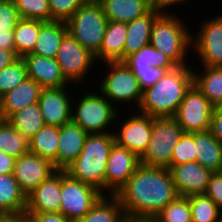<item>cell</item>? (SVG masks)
Returning a JSON list of instances; mask_svg holds the SVG:
<instances>
[{"mask_svg":"<svg viewBox=\"0 0 222 222\" xmlns=\"http://www.w3.org/2000/svg\"><path fill=\"white\" fill-rule=\"evenodd\" d=\"M154 219L157 222H192L188 197L178 196L168 203Z\"/></svg>","mask_w":222,"mask_h":222,"instance_id":"cell-36","label":"cell"},{"mask_svg":"<svg viewBox=\"0 0 222 222\" xmlns=\"http://www.w3.org/2000/svg\"><path fill=\"white\" fill-rule=\"evenodd\" d=\"M194 144V133L184 132L173 148L171 165L195 162L197 155Z\"/></svg>","mask_w":222,"mask_h":222,"instance_id":"cell-39","label":"cell"},{"mask_svg":"<svg viewBox=\"0 0 222 222\" xmlns=\"http://www.w3.org/2000/svg\"><path fill=\"white\" fill-rule=\"evenodd\" d=\"M84 3H102L104 0H83Z\"/></svg>","mask_w":222,"mask_h":222,"instance_id":"cell-53","label":"cell"},{"mask_svg":"<svg viewBox=\"0 0 222 222\" xmlns=\"http://www.w3.org/2000/svg\"><path fill=\"white\" fill-rule=\"evenodd\" d=\"M192 222H219L222 211L206 194L188 196Z\"/></svg>","mask_w":222,"mask_h":222,"instance_id":"cell-35","label":"cell"},{"mask_svg":"<svg viewBox=\"0 0 222 222\" xmlns=\"http://www.w3.org/2000/svg\"><path fill=\"white\" fill-rule=\"evenodd\" d=\"M19 57L15 53V50L0 49V71L6 66L11 65Z\"/></svg>","mask_w":222,"mask_h":222,"instance_id":"cell-47","label":"cell"},{"mask_svg":"<svg viewBox=\"0 0 222 222\" xmlns=\"http://www.w3.org/2000/svg\"><path fill=\"white\" fill-rule=\"evenodd\" d=\"M196 161L213 172L222 171V143L210 130L194 132Z\"/></svg>","mask_w":222,"mask_h":222,"instance_id":"cell-25","label":"cell"},{"mask_svg":"<svg viewBox=\"0 0 222 222\" xmlns=\"http://www.w3.org/2000/svg\"><path fill=\"white\" fill-rule=\"evenodd\" d=\"M150 3L153 7L160 9V0H146Z\"/></svg>","mask_w":222,"mask_h":222,"instance_id":"cell-52","label":"cell"},{"mask_svg":"<svg viewBox=\"0 0 222 222\" xmlns=\"http://www.w3.org/2000/svg\"><path fill=\"white\" fill-rule=\"evenodd\" d=\"M193 71V84L214 107L222 106V66H202Z\"/></svg>","mask_w":222,"mask_h":222,"instance_id":"cell-28","label":"cell"},{"mask_svg":"<svg viewBox=\"0 0 222 222\" xmlns=\"http://www.w3.org/2000/svg\"><path fill=\"white\" fill-rule=\"evenodd\" d=\"M127 38V23L108 21L99 51L94 55L96 62L123 61V47ZM101 61V62H100Z\"/></svg>","mask_w":222,"mask_h":222,"instance_id":"cell-23","label":"cell"},{"mask_svg":"<svg viewBox=\"0 0 222 222\" xmlns=\"http://www.w3.org/2000/svg\"><path fill=\"white\" fill-rule=\"evenodd\" d=\"M61 205V170L27 195L26 213L59 212Z\"/></svg>","mask_w":222,"mask_h":222,"instance_id":"cell-18","label":"cell"},{"mask_svg":"<svg viewBox=\"0 0 222 222\" xmlns=\"http://www.w3.org/2000/svg\"><path fill=\"white\" fill-rule=\"evenodd\" d=\"M139 165L140 158L135 153L114 143L106 165L105 193L116 195Z\"/></svg>","mask_w":222,"mask_h":222,"instance_id":"cell-13","label":"cell"},{"mask_svg":"<svg viewBox=\"0 0 222 222\" xmlns=\"http://www.w3.org/2000/svg\"><path fill=\"white\" fill-rule=\"evenodd\" d=\"M26 78H28L26 65L24 60L19 57L0 71V97L16 88Z\"/></svg>","mask_w":222,"mask_h":222,"instance_id":"cell-37","label":"cell"},{"mask_svg":"<svg viewBox=\"0 0 222 222\" xmlns=\"http://www.w3.org/2000/svg\"><path fill=\"white\" fill-rule=\"evenodd\" d=\"M1 222H30L26 212L19 213H7L2 219Z\"/></svg>","mask_w":222,"mask_h":222,"instance_id":"cell-49","label":"cell"},{"mask_svg":"<svg viewBox=\"0 0 222 222\" xmlns=\"http://www.w3.org/2000/svg\"><path fill=\"white\" fill-rule=\"evenodd\" d=\"M104 194L96 187L74 179L61 170V205L59 213L72 221L82 219Z\"/></svg>","mask_w":222,"mask_h":222,"instance_id":"cell-9","label":"cell"},{"mask_svg":"<svg viewBox=\"0 0 222 222\" xmlns=\"http://www.w3.org/2000/svg\"><path fill=\"white\" fill-rule=\"evenodd\" d=\"M26 207L27 196L13 174H0V211L19 213L25 212Z\"/></svg>","mask_w":222,"mask_h":222,"instance_id":"cell-29","label":"cell"},{"mask_svg":"<svg viewBox=\"0 0 222 222\" xmlns=\"http://www.w3.org/2000/svg\"><path fill=\"white\" fill-rule=\"evenodd\" d=\"M212 18L203 20L192 36V50L201 66H222V14Z\"/></svg>","mask_w":222,"mask_h":222,"instance_id":"cell-12","label":"cell"},{"mask_svg":"<svg viewBox=\"0 0 222 222\" xmlns=\"http://www.w3.org/2000/svg\"><path fill=\"white\" fill-rule=\"evenodd\" d=\"M66 88H43L38 105L45 125L61 127L71 122L73 100Z\"/></svg>","mask_w":222,"mask_h":222,"instance_id":"cell-17","label":"cell"},{"mask_svg":"<svg viewBox=\"0 0 222 222\" xmlns=\"http://www.w3.org/2000/svg\"><path fill=\"white\" fill-rule=\"evenodd\" d=\"M30 222H74L59 212L26 213Z\"/></svg>","mask_w":222,"mask_h":222,"instance_id":"cell-44","label":"cell"},{"mask_svg":"<svg viewBox=\"0 0 222 222\" xmlns=\"http://www.w3.org/2000/svg\"><path fill=\"white\" fill-rule=\"evenodd\" d=\"M0 151L16 159L29 152V140L5 119H0Z\"/></svg>","mask_w":222,"mask_h":222,"instance_id":"cell-34","label":"cell"},{"mask_svg":"<svg viewBox=\"0 0 222 222\" xmlns=\"http://www.w3.org/2000/svg\"><path fill=\"white\" fill-rule=\"evenodd\" d=\"M85 92H82L80 99L78 97L75 100L76 105L72 101L71 121L78 124L88 134L111 132L109 128L111 124L114 126V122L121 119L119 117L121 111H118L119 108L114 106L100 91L95 92L96 94L87 90Z\"/></svg>","mask_w":222,"mask_h":222,"instance_id":"cell-5","label":"cell"},{"mask_svg":"<svg viewBox=\"0 0 222 222\" xmlns=\"http://www.w3.org/2000/svg\"><path fill=\"white\" fill-rule=\"evenodd\" d=\"M59 127L44 125L29 139V151L51 161L57 169Z\"/></svg>","mask_w":222,"mask_h":222,"instance_id":"cell-30","label":"cell"},{"mask_svg":"<svg viewBox=\"0 0 222 222\" xmlns=\"http://www.w3.org/2000/svg\"><path fill=\"white\" fill-rule=\"evenodd\" d=\"M123 62L133 73L157 72V67L171 71L176 67L162 51L156 50L150 43L127 56Z\"/></svg>","mask_w":222,"mask_h":222,"instance_id":"cell-24","label":"cell"},{"mask_svg":"<svg viewBox=\"0 0 222 222\" xmlns=\"http://www.w3.org/2000/svg\"><path fill=\"white\" fill-rule=\"evenodd\" d=\"M68 32L65 21H48L40 29L34 50L36 54L48 58H56L61 41Z\"/></svg>","mask_w":222,"mask_h":222,"instance_id":"cell-27","label":"cell"},{"mask_svg":"<svg viewBox=\"0 0 222 222\" xmlns=\"http://www.w3.org/2000/svg\"><path fill=\"white\" fill-rule=\"evenodd\" d=\"M7 121L28 140L45 125L38 103L13 113Z\"/></svg>","mask_w":222,"mask_h":222,"instance_id":"cell-33","label":"cell"},{"mask_svg":"<svg viewBox=\"0 0 222 222\" xmlns=\"http://www.w3.org/2000/svg\"><path fill=\"white\" fill-rule=\"evenodd\" d=\"M20 19L13 0H0V33L13 31Z\"/></svg>","mask_w":222,"mask_h":222,"instance_id":"cell-41","label":"cell"},{"mask_svg":"<svg viewBox=\"0 0 222 222\" xmlns=\"http://www.w3.org/2000/svg\"><path fill=\"white\" fill-rule=\"evenodd\" d=\"M43 87L31 78H26L16 88L0 97V119L7 120L13 113L38 103Z\"/></svg>","mask_w":222,"mask_h":222,"instance_id":"cell-21","label":"cell"},{"mask_svg":"<svg viewBox=\"0 0 222 222\" xmlns=\"http://www.w3.org/2000/svg\"><path fill=\"white\" fill-rule=\"evenodd\" d=\"M22 19L51 21L49 0H13Z\"/></svg>","mask_w":222,"mask_h":222,"instance_id":"cell-38","label":"cell"},{"mask_svg":"<svg viewBox=\"0 0 222 222\" xmlns=\"http://www.w3.org/2000/svg\"><path fill=\"white\" fill-rule=\"evenodd\" d=\"M183 1L184 3H186L185 1L187 0H160V9L167 10V8L168 9L172 8L170 7L172 5L176 7V4H180V3L182 4Z\"/></svg>","mask_w":222,"mask_h":222,"instance_id":"cell-50","label":"cell"},{"mask_svg":"<svg viewBox=\"0 0 222 222\" xmlns=\"http://www.w3.org/2000/svg\"><path fill=\"white\" fill-rule=\"evenodd\" d=\"M163 9L153 7L147 14L127 22V38L123 47V60L150 43L155 18Z\"/></svg>","mask_w":222,"mask_h":222,"instance_id":"cell-22","label":"cell"},{"mask_svg":"<svg viewBox=\"0 0 222 222\" xmlns=\"http://www.w3.org/2000/svg\"><path fill=\"white\" fill-rule=\"evenodd\" d=\"M16 158L0 151V174H13Z\"/></svg>","mask_w":222,"mask_h":222,"instance_id":"cell-46","label":"cell"},{"mask_svg":"<svg viewBox=\"0 0 222 222\" xmlns=\"http://www.w3.org/2000/svg\"><path fill=\"white\" fill-rule=\"evenodd\" d=\"M56 171L51 161L29 151L15 160L13 176L27 196Z\"/></svg>","mask_w":222,"mask_h":222,"instance_id":"cell-15","label":"cell"},{"mask_svg":"<svg viewBox=\"0 0 222 222\" xmlns=\"http://www.w3.org/2000/svg\"><path fill=\"white\" fill-rule=\"evenodd\" d=\"M104 63L109 70L102 75L104 77L99 83L100 86H97L98 91L116 107L127 103L130 106L132 104L133 107L135 103L134 106L136 105L138 109L143 97V89L140 87L138 78L123 61H107L102 64Z\"/></svg>","mask_w":222,"mask_h":222,"instance_id":"cell-6","label":"cell"},{"mask_svg":"<svg viewBox=\"0 0 222 222\" xmlns=\"http://www.w3.org/2000/svg\"><path fill=\"white\" fill-rule=\"evenodd\" d=\"M107 24L100 3H84L66 21L68 33L93 55L101 47Z\"/></svg>","mask_w":222,"mask_h":222,"instance_id":"cell-7","label":"cell"},{"mask_svg":"<svg viewBox=\"0 0 222 222\" xmlns=\"http://www.w3.org/2000/svg\"><path fill=\"white\" fill-rule=\"evenodd\" d=\"M213 109L214 106L192 84L185 93L174 117L182 127L183 132H204L211 128Z\"/></svg>","mask_w":222,"mask_h":222,"instance_id":"cell-11","label":"cell"},{"mask_svg":"<svg viewBox=\"0 0 222 222\" xmlns=\"http://www.w3.org/2000/svg\"><path fill=\"white\" fill-rule=\"evenodd\" d=\"M22 59L25 62L28 77L38 82L43 88H59L70 84L55 58L30 53Z\"/></svg>","mask_w":222,"mask_h":222,"instance_id":"cell-19","label":"cell"},{"mask_svg":"<svg viewBox=\"0 0 222 222\" xmlns=\"http://www.w3.org/2000/svg\"><path fill=\"white\" fill-rule=\"evenodd\" d=\"M210 131L222 143V108L221 107H214L213 109Z\"/></svg>","mask_w":222,"mask_h":222,"instance_id":"cell-45","label":"cell"},{"mask_svg":"<svg viewBox=\"0 0 222 222\" xmlns=\"http://www.w3.org/2000/svg\"><path fill=\"white\" fill-rule=\"evenodd\" d=\"M44 21L20 19L13 29L15 53L18 57L30 54L34 50L36 40L39 36Z\"/></svg>","mask_w":222,"mask_h":222,"instance_id":"cell-32","label":"cell"},{"mask_svg":"<svg viewBox=\"0 0 222 222\" xmlns=\"http://www.w3.org/2000/svg\"><path fill=\"white\" fill-rule=\"evenodd\" d=\"M83 4V0H49L51 21L66 22Z\"/></svg>","mask_w":222,"mask_h":222,"instance_id":"cell-40","label":"cell"},{"mask_svg":"<svg viewBox=\"0 0 222 222\" xmlns=\"http://www.w3.org/2000/svg\"><path fill=\"white\" fill-rule=\"evenodd\" d=\"M222 211V171L214 172L205 192Z\"/></svg>","mask_w":222,"mask_h":222,"instance_id":"cell-42","label":"cell"},{"mask_svg":"<svg viewBox=\"0 0 222 222\" xmlns=\"http://www.w3.org/2000/svg\"><path fill=\"white\" fill-rule=\"evenodd\" d=\"M126 215L115 195H103L91 210L75 222H124Z\"/></svg>","mask_w":222,"mask_h":222,"instance_id":"cell-31","label":"cell"},{"mask_svg":"<svg viewBox=\"0 0 222 222\" xmlns=\"http://www.w3.org/2000/svg\"><path fill=\"white\" fill-rule=\"evenodd\" d=\"M166 72V69L157 67V72L133 74L138 78L140 87L144 90L145 88L154 85L159 79H161L165 75Z\"/></svg>","mask_w":222,"mask_h":222,"instance_id":"cell-43","label":"cell"},{"mask_svg":"<svg viewBox=\"0 0 222 222\" xmlns=\"http://www.w3.org/2000/svg\"><path fill=\"white\" fill-rule=\"evenodd\" d=\"M191 65L176 66L154 85L143 90V97L137 111L156 117H174L185 93L193 84Z\"/></svg>","mask_w":222,"mask_h":222,"instance_id":"cell-2","label":"cell"},{"mask_svg":"<svg viewBox=\"0 0 222 222\" xmlns=\"http://www.w3.org/2000/svg\"><path fill=\"white\" fill-rule=\"evenodd\" d=\"M124 222H157L154 218H133L126 217Z\"/></svg>","mask_w":222,"mask_h":222,"instance_id":"cell-51","label":"cell"},{"mask_svg":"<svg viewBox=\"0 0 222 222\" xmlns=\"http://www.w3.org/2000/svg\"><path fill=\"white\" fill-rule=\"evenodd\" d=\"M183 133L175 117H152L151 139L140 157V164L169 168L173 148Z\"/></svg>","mask_w":222,"mask_h":222,"instance_id":"cell-8","label":"cell"},{"mask_svg":"<svg viewBox=\"0 0 222 222\" xmlns=\"http://www.w3.org/2000/svg\"><path fill=\"white\" fill-rule=\"evenodd\" d=\"M169 169L176 191L182 197L205 194L208 183L214 173L197 161L170 165Z\"/></svg>","mask_w":222,"mask_h":222,"instance_id":"cell-16","label":"cell"},{"mask_svg":"<svg viewBox=\"0 0 222 222\" xmlns=\"http://www.w3.org/2000/svg\"><path fill=\"white\" fill-rule=\"evenodd\" d=\"M1 48L6 50H15L13 31L0 33V49Z\"/></svg>","mask_w":222,"mask_h":222,"instance_id":"cell-48","label":"cell"},{"mask_svg":"<svg viewBox=\"0 0 222 222\" xmlns=\"http://www.w3.org/2000/svg\"><path fill=\"white\" fill-rule=\"evenodd\" d=\"M61 68L65 79L71 83H82L88 76L92 66L96 64L94 55L81 46L75 38L66 33L61 41L55 58Z\"/></svg>","mask_w":222,"mask_h":222,"instance_id":"cell-10","label":"cell"},{"mask_svg":"<svg viewBox=\"0 0 222 222\" xmlns=\"http://www.w3.org/2000/svg\"><path fill=\"white\" fill-rule=\"evenodd\" d=\"M7 213L3 212V211H0V222H1V219L6 215Z\"/></svg>","mask_w":222,"mask_h":222,"instance_id":"cell-54","label":"cell"},{"mask_svg":"<svg viewBox=\"0 0 222 222\" xmlns=\"http://www.w3.org/2000/svg\"><path fill=\"white\" fill-rule=\"evenodd\" d=\"M138 114V115H137ZM124 120L117 127V132L113 131L115 143L127 148L135 153L139 158L147 149L152 134V117L140 112Z\"/></svg>","mask_w":222,"mask_h":222,"instance_id":"cell-14","label":"cell"},{"mask_svg":"<svg viewBox=\"0 0 222 222\" xmlns=\"http://www.w3.org/2000/svg\"><path fill=\"white\" fill-rule=\"evenodd\" d=\"M115 196L126 217L154 218L179 195L169 168L140 164Z\"/></svg>","mask_w":222,"mask_h":222,"instance_id":"cell-1","label":"cell"},{"mask_svg":"<svg viewBox=\"0 0 222 222\" xmlns=\"http://www.w3.org/2000/svg\"><path fill=\"white\" fill-rule=\"evenodd\" d=\"M87 136L88 133L72 121L59 127L57 170H66L76 160Z\"/></svg>","mask_w":222,"mask_h":222,"instance_id":"cell-20","label":"cell"},{"mask_svg":"<svg viewBox=\"0 0 222 222\" xmlns=\"http://www.w3.org/2000/svg\"><path fill=\"white\" fill-rule=\"evenodd\" d=\"M101 5L108 21L126 23L147 14L153 8L146 0H104Z\"/></svg>","mask_w":222,"mask_h":222,"instance_id":"cell-26","label":"cell"},{"mask_svg":"<svg viewBox=\"0 0 222 222\" xmlns=\"http://www.w3.org/2000/svg\"><path fill=\"white\" fill-rule=\"evenodd\" d=\"M115 143L113 132L88 134L82 152L66 169L74 179L96 187L105 195L108 156Z\"/></svg>","mask_w":222,"mask_h":222,"instance_id":"cell-3","label":"cell"},{"mask_svg":"<svg viewBox=\"0 0 222 222\" xmlns=\"http://www.w3.org/2000/svg\"><path fill=\"white\" fill-rule=\"evenodd\" d=\"M169 11L163 10L155 18L150 44L162 51L176 66L190 65L186 59L192 48V33L183 19Z\"/></svg>","mask_w":222,"mask_h":222,"instance_id":"cell-4","label":"cell"}]
</instances>
